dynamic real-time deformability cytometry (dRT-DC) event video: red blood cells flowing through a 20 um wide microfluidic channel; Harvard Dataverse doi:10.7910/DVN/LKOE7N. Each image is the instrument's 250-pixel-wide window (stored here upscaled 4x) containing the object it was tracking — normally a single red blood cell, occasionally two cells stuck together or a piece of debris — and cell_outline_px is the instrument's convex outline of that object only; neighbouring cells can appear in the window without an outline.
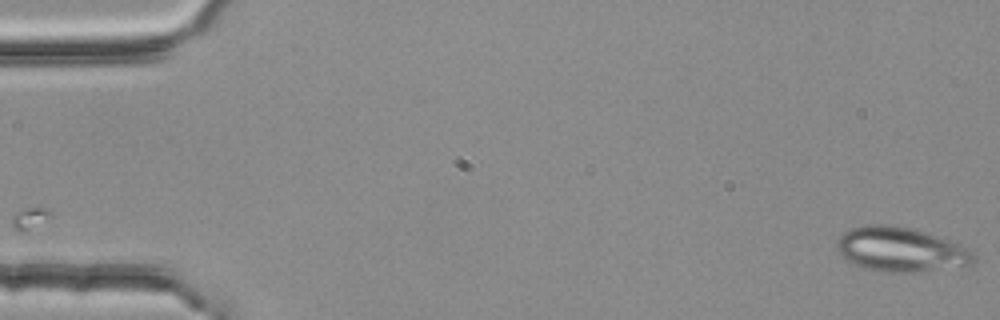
{"species": "common noctule bat (a hibernating species)", "species_latin": "Nyctalus noctula", "temperature_condition": "room temperature", "stored_images_in_passage": 53, "segment_of_instrument_passage": [1, 2], "camera_frame_rate_fps": 3000, "um_per_image_px": 0.085, "animal": {"sex": "female", "body_mass_g": 25.1}, "frame": {"image": 1, "passage_image": 1, "time_ms": 0.0, "image_size_px": [1000, 320], "cell_outline_px": [[976, 260], [968, 264], [916, 272], [880, 272], [864, 268], [852, 264], [844, 260], [836, 248], [836, 240], [844, 232], [852, 228], [864, 224], [892, 224], [912, 228], [928, 232], [968, 248], [976, 256]], "centroid_in_image_um": [76.48, 21.19], "position_along_channel_um": 8.5, "area_um2": 35.66}}